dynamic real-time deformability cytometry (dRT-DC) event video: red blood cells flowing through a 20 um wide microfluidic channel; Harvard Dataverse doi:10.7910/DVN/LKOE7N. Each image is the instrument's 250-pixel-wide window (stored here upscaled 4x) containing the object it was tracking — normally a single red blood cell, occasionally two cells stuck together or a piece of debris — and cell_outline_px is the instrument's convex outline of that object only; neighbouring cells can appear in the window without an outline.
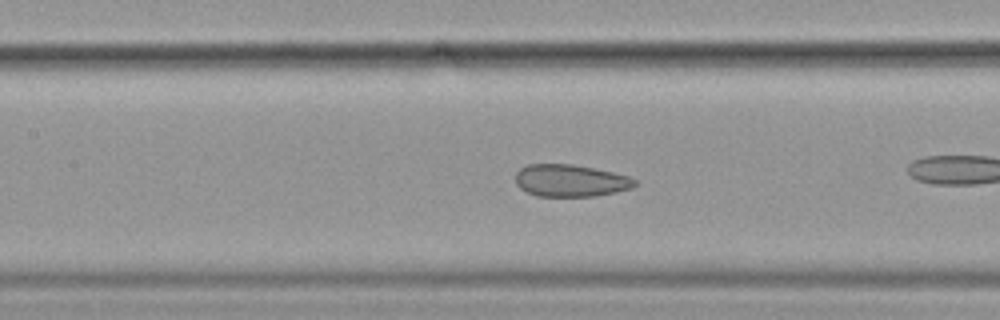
{"species": "common noctule bat (a hibernating species)", "species_latin": "Nyctalus noctula", "temperature_condition": "cold", "stored_images_in_passage": 43, "camera_frame_rate_fps": 3000, "um_per_image_px": 0.085, "animal": {"sex": "female", "body_mass_g": 19.9}, "frame": {"image": 1, "passage_image": 25, "time_ms": 8.0, "image_size_px": [1000, 320], "cell_outline_px": [[636, 184], [632, 188], [616, 192], [596, 196], [536, 196], [520, 188], [516, 184], [516, 172], [520, 168], [528, 164], [572, 164], [612, 172], [628, 176], [636, 180]], "centroid_in_image_um": [48.48, 15.35], "position_along_channel_um": 158.9, "area_um2": 22.31}}